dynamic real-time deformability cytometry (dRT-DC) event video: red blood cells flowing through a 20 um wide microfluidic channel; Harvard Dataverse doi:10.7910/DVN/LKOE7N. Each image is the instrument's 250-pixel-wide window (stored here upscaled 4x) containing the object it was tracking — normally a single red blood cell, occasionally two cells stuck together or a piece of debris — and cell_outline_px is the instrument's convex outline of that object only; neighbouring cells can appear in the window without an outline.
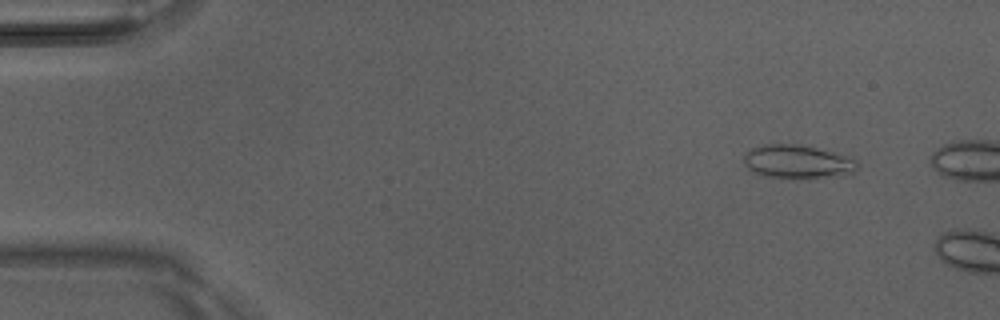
{"species": "Egyptian fruit bat (a non-hibernating species)", "species_latin": "Rousettus aegyptiacus", "temperature_condition": "room temperature", "stored_images_in_passage": 4, "camera_frame_rate_fps": 3000, "um_per_image_px": 0.085, "animal": {"sex": "male"}, "frame": {"image": 1, "passage_image": 2, "time_ms": 0.333, "image_size_px": [1000, 320], "cell_outline_px": [[860, 164], [856, 172], [816, 176], [764, 176], [752, 172], [744, 164], [744, 152], [752, 148], [764, 144], [792, 144], [812, 148], [844, 156], [856, 160]], "centroid_in_image_um": [67.69, 13.71], "position_along_channel_um": 17.3, "area_um2": 20.98}}